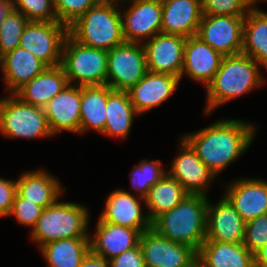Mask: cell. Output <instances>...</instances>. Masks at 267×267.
<instances>
[{
  "label": "cell",
  "mask_w": 267,
  "mask_h": 267,
  "mask_svg": "<svg viewBox=\"0 0 267 267\" xmlns=\"http://www.w3.org/2000/svg\"><path fill=\"white\" fill-rule=\"evenodd\" d=\"M107 54L106 84L113 90L128 91L148 72L142 43L124 41Z\"/></svg>",
  "instance_id": "obj_8"
},
{
  "label": "cell",
  "mask_w": 267,
  "mask_h": 267,
  "mask_svg": "<svg viewBox=\"0 0 267 267\" xmlns=\"http://www.w3.org/2000/svg\"><path fill=\"white\" fill-rule=\"evenodd\" d=\"M107 61V51L83 45L67 35L60 65L69 84L76 86L106 84Z\"/></svg>",
  "instance_id": "obj_6"
},
{
  "label": "cell",
  "mask_w": 267,
  "mask_h": 267,
  "mask_svg": "<svg viewBox=\"0 0 267 267\" xmlns=\"http://www.w3.org/2000/svg\"><path fill=\"white\" fill-rule=\"evenodd\" d=\"M160 160H141L129 174L131 188L138 197L146 198L151 186L156 184L166 173Z\"/></svg>",
  "instance_id": "obj_32"
},
{
  "label": "cell",
  "mask_w": 267,
  "mask_h": 267,
  "mask_svg": "<svg viewBox=\"0 0 267 267\" xmlns=\"http://www.w3.org/2000/svg\"><path fill=\"white\" fill-rule=\"evenodd\" d=\"M188 193L183 186L167 173L153 186L145 200V209L147 216L152 222L161 213L173 209L178 205Z\"/></svg>",
  "instance_id": "obj_31"
},
{
  "label": "cell",
  "mask_w": 267,
  "mask_h": 267,
  "mask_svg": "<svg viewBox=\"0 0 267 267\" xmlns=\"http://www.w3.org/2000/svg\"><path fill=\"white\" fill-rule=\"evenodd\" d=\"M179 154L171 162L167 174L176 179L188 194L208 197L207 189L216 175L200 160L192 147L180 138Z\"/></svg>",
  "instance_id": "obj_13"
},
{
  "label": "cell",
  "mask_w": 267,
  "mask_h": 267,
  "mask_svg": "<svg viewBox=\"0 0 267 267\" xmlns=\"http://www.w3.org/2000/svg\"><path fill=\"white\" fill-rule=\"evenodd\" d=\"M119 4L125 41L143 44L161 33L162 0H124Z\"/></svg>",
  "instance_id": "obj_10"
},
{
  "label": "cell",
  "mask_w": 267,
  "mask_h": 267,
  "mask_svg": "<svg viewBox=\"0 0 267 267\" xmlns=\"http://www.w3.org/2000/svg\"><path fill=\"white\" fill-rule=\"evenodd\" d=\"M245 226L246 222L224 196L215 204L208 201L205 241L243 243Z\"/></svg>",
  "instance_id": "obj_16"
},
{
  "label": "cell",
  "mask_w": 267,
  "mask_h": 267,
  "mask_svg": "<svg viewBox=\"0 0 267 267\" xmlns=\"http://www.w3.org/2000/svg\"><path fill=\"white\" fill-rule=\"evenodd\" d=\"M29 20L13 7L2 20L0 27V51L5 55L20 44V38Z\"/></svg>",
  "instance_id": "obj_33"
},
{
  "label": "cell",
  "mask_w": 267,
  "mask_h": 267,
  "mask_svg": "<svg viewBox=\"0 0 267 267\" xmlns=\"http://www.w3.org/2000/svg\"><path fill=\"white\" fill-rule=\"evenodd\" d=\"M261 67L243 53L224 56L220 68L206 86L207 100L203 113L209 116L215 108L262 87L265 78L260 73Z\"/></svg>",
  "instance_id": "obj_2"
},
{
  "label": "cell",
  "mask_w": 267,
  "mask_h": 267,
  "mask_svg": "<svg viewBox=\"0 0 267 267\" xmlns=\"http://www.w3.org/2000/svg\"><path fill=\"white\" fill-rule=\"evenodd\" d=\"M109 261L110 267H146L139 244Z\"/></svg>",
  "instance_id": "obj_40"
},
{
  "label": "cell",
  "mask_w": 267,
  "mask_h": 267,
  "mask_svg": "<svg viewBox=\"0 0 267 267\" xmlns=\"http://www.w3.org/2000/svg\"><path fill=\"white\" fill-rule=\"evenodd\" d=\"M186 38L158 33L143 43L147 69L153 73H167L181 77Z\"/></svg>",
  "instance_id": "obj_14"
},
{
  "label": "cell",
  "mask_w": 267,
  "mask_h": 267,
  "mask_svg": "<svg viewBox=\"0 0 267 267\" xmlns=\"http://www.w3.org/2000/svg\"><path fill=\"white\" fill-rule=\"evenodd\" d=\"M112 1H116V2H122V1H124V0H112Z\"/></svg>",
  "instance_id": "obj_47"
},
{
  "label": "cell",
  "mask_w": 267,
  "mask_h": 267,
  "mask_svg": "<svg viewBox=\"0 0 267 267\" xmlns=\"http://www.w3.org/2000/svg\"><path fill=\"white\" fill-rule=\"evenodd\" d=\"M254 267H267V244L254 254Z\"/></svg>",
  "instance_id": "obj_42"
},
{
  "label": "cell",
  "mask_w": 267,
  "mask_h": 267,
  "mask_svg": "<svg viewBox=\"0 0 267 267\" xmlns=\"http://www.w3.org/2000/svg\"><path fill=\"white\" fill-rule=\"evenodd\" d=\"M223 57L199 37L186 38L180 80L187 76L195 82L204 83L206 88L220 68Z\"/></svg>",
  "instance_id": "obj_20"
},
{
  "label": "cell",
  "mask_w": 267,
  "mask_h": 267,
  "mask_svg": "<svg viewBox=\"0 0 267 267\" xmlns=\"http://www.w3.org/2000/svg\"><path fill=\"white\" fill-rule=\"evenodd\" d=\"M100 0H54L58 22L71 25Z\"/></svg>",
  "instance_id": "obj_37"
},
{
  "label": "cell",
  "mask_w": 267,
  "mask_h": 267,
  "mask_svg": "<svg viewBox=\"0 0 267 267\" xmlns=\"http://www.w3.org/2000/svg\"><path fill=\"white\" fill-rule=\"evenodd\" d=\"M46 67L41 60L20 46L6 53L4 55L3 78L9 91L8 94H14Z\"/></svg>",
  "instance_id": "obj_25"
},
{
  "label": "cell",
  "mask_w": 267,
  "mask_h": 267,
  "mask_svg": "<svg viewBox=\"0 0 267 267\" xmlns=\"http://www.w3.org/2000/svg\"><path fill=\"white\" fill-rule=\"evenodd\" d=\"M81 86L68 84L43 107L50 130L58 135L67 131L79 134Z\"/></svg>",
  "instance_id": "obj_18"
},
{
  "label": "cell",
  "mask_w": 267,
  "mask_h": 267,
  "mask_svg": "<svg viewBox=\"0 0 267 267\" xmlns=\"http://www.w3.org/2000/svg\"><path fill=\"white\" fill-rule=\"evenodd\" d=\"M251 6H256L258 2L267 1V0H247Z\"/></svg>",
  "instance_id": "obj_46"
},
{
  "label": "cell",
  "mask_w": 267,
  "mask_h": 267,
  "mask_svg": "<svg viewBox=\"0 0 267 267\" xmlns=\"http://www.w3.org/2000/svg\"><path fill=\"white\" fill-rule=\"evenodd\" d=\"M60 199L44 208L31 231V240L37 242L38 248L59 239L90 237L88 207Z\"/></svg>",
  "instance_id": "obj_5"
},
{
  "label": "cell",
  "mask_w": 267,
  "mask_h": 267,
  "mask_svg": "<svg viewBox=\"0 0 267 267\" xmlns=\"http://www.w3.org/2000/svg\"><path fill=\"white\" fill-rule=\"evenodd\" d=\"M43 210L44 207L37 205L35 202L28 201L16 192L14 202L8 216L15 217L19 224L30 227L32 231Z\"/></svg>",
  "instance_id": "obj_36"
},
{
  "label": "cell",
  "mask_w": 267,
  "mask_h": 267,
  "mask_svg": "<svg viewBox=\"0 0 267 267\" xmlns=\"http://www.w3.org/2000/svg\"><path fill=\"white\" fill-rule=\"evenodd\" d=\"M107 84L81 86L79 134L94 129L102 134L106 125Z\"/></svg>",
  "instance_id": "obj_29"
},
{
  "label": "cell",
  "mask_w": 267,
  "mask_h": 267,
  "mask_svg": "<svg viewBox=\"0 0 267 267\" xmlns=\"http://www.w3.org/2000/svg\"><path fill=\"white\" fill-rule=\"evenodd\" d=\"M68 26L60 22L29 21L20 38L19 46L29 51L47 67L61 64L63 45Z\"/></svg>",
  "instance_id": "obj_9"
},
{
  "label": "cell",
  "mask_w": 267,
  "mask_h": 267,
  "mask_svg": "<svg viewBox=\"0 0 267 267\" xmlns=\"http://www.w3.org/2000/svg\"><path fill=\"white\" fill-rule=\"evenodd\" d=\"M12 7L29 21L58 22L54 0H12Z\"/></svg>",
  "instance_id": "obj_34"
},
{
  "label": "cell",
  "mask_w": 267,
  "mask_h": 267,
  "mask_svg": "<svg viewBox=\"0 0 267 267\" xmlns=\"http://www.w3.org/2000/svg\"><path fill=\"white\" fill-rule=\"evenodd\" d=\"M16 195V179L0 177V218L8 217Z\"/></svg>",
  "instance_id": "obj_39"
},
{
  "label": "cell",
  "mask_w": 267,
  "mask_h": 267,
  "mask_svg": "<svg viewBox=\"0 0 267 267\" xmlns=\"http://www.w3.org/2000/svg\"><path fill=\"white\" fill-rule=\"evenodd\" d=\"M141 203H145L143 198H136L122 188L115 189L106 198L105 208L99 219L132 229H150L151 221L147 213H143Z\"/></svg>",
  "instance_id": "obj_17"
},
{
  "label": "cell",
  "mask_w": 267,
  "mask_h": 267,
  "mask_svg": "<svg viewBox=\"0 0 267 267\" xmlns=\"http://www.w3.org/2000/svg\"><path fill=\"white\" fill-rule=\"evenodd\" d=\"M96 230L90 236V250L107 260L135 248L140 235L148 229H132L103 222L98 218Z\"/></svg>",
  "instance_id": "obj_21"
},
{
  "label": "cell",
  "mask_w": 267,
  "mask_h": 267,
  "mask_svg": "<svg viewBox=\"0 0 267 267\" xmlns=\"http://www.w3.org/2000/svg\"><path fill=\"white\" fill-rule=\"evenodd\" d=\"M0 98V134L6 138L52 137L44 109L21 101L14 94Z\"/></svg>",
  "instance_id": "obj_7"
},
{
  "label": "cell",
  "mask_w": 267,
  "mask_h": 267,
  "mask_svg": "<svg viewBox=\"0 0 267 267\" xmlns=\"http://www.w3.org/2000/svg\"><path fill=\"white\" fill-rule=\"evenodd\" d=\"M80 267H110V261L94 254L90 250L83 258Z\"/></svg>",
  "instance_id": "obj_41"
},
{
  "label": "cell",
  "mask_w": 267,
  "mask_h": 267,
  "mask_svg": "<svg viewBox=\"0 0 267 267\" xmlns=\"http://www.w3.org/2000/svg\"><path fill=\"white\" fill-rule=\"evenodd\" d=\"M146 267H191L197 252L184 244L175 243L150 228L139 239Z\"/></svg>",
  "instance_id": "obj_12"
},
{
  "label": "cell",
  "mask_w": 267,
  "mask_h": 267,
  "mask_svg": "<svg viewBox=\"0 0 267 267\" xmlns=\"http://www.w3.org/2000/svg\"><path fill=\"white\" fill-rule=\"evenodd\" d=\"M191 267H206L203 263H201L198 259L192 264Z\"/></svg>",
  "instance_id": "obj_45"
},
{
  "label": "cell",
  "mask_w": 267,
  "mask_h": 267,
  "mask_svg": "<svg viewBox=\"0 0 267 267\" xmlns=\"http://www.w3.org/2000/svg\"><path fill=\"white\" fill-rule=\"evenodd\" d=\"M68 34L83 45L105 51L123 43L119 2L100 0L68 26Z\"/></svg>",
  "instance_id": "obj_4"
},
{
  "label": "cell",
  "mask_w": 267,
  "mask_h": 267,
  "mask_svg": "<svg viewBox=\"0 0 267 267\" xmlns=\"http://www.w3.org/2000/svg\"><path fill=\"white\" fill-rule=\"evenodd\" d=\"M243 244L253 255L267 244V214L246 223Z\"/></svg>",
  "instance_id": "obj_38"
},
{
  "label": "cell",
  "mask_w": 267,
  "mask_h": 267,
  "mask_svg": "<svg viewBox=\"0 0 267 267\" xmlns=\"http://www.w3.org/2000/svg\"><path fill=\"white\" fill-rule=\"evenodd\" d=\"M68 84L61 65L46 67L39 75L19 88L14 95L27 104L43 108Z\"/></svg>",
  "instance_id": "obj_24"
},
{
  "label": "cell",
  "mask_w": 267,
  "mask_h": 267,
  "mask_svg": "<svg viewBox=\"0 0 267 267\" xmlns=\"http://www.w3.org/2000/svg\"><path fill=\"white\" fill-rule=\"evenodd\" d=\"M208 197L187 194L173 209L161 213L151 228L161 236L193 248L197 253L206 240Z\"/></svg>",
  "instance_id": "obj_3"
},
{
  "label": "cell",
  "mask_w": 267,
  "mask_h": 267,
  "mask_svg": "<svg viewBox=\"0 0 267 267\" xmlns=\"http://www.w3.org/2000/svg\"><path fill=\"white\" fill-rule=\"evenodd\" d=\"M60 180L46 169L25 171L16 180V192L28 201L35 202L44 208L54 204L61 198L65 187Z\"/></svg>",
  "instance_id": "obj_23"
},
{
  "label": "cell",
  "mask_w": 267,
  "mask_h": 267,
  "mask_svg": "<svg viewBox=\"0 0 267 267\" xmlns=\"http://www.w3.org/2000/svg\"><path fill=\"white\" fill-rule=\"evenodd\" d=\"M161 33L196 36L202 18L201 0H162Z\"/></svg>",
  "instance_id": "obj_22"
},
{
  "label": "cell",
  "mask_w": 267,
  "mask_h": 267,
  "mask_svg": "<svg viewBox=\"0 0 267 267\" xmlns=\"http://www.w3.org/2000/svg\"><path fill=\"white\" fill-rule=\"evenodd\" d=\"M267 71V12L252 6L244 19L242 52Z\"/></svg>",
  "instance_id": "obj_28"
},
{
  "label": "cell",
  "mask_w": 267,
  "mask_h": 267,
  "mask_svg": "<svg viewBox=\"0 0 267 267\" xmlns=\"http://www.w3.org/2000/svg\"><path fill=\"white\" fill-rule=\"evenodd\" d=\"M244 19L240 16L202 15L196 36L223 56L240 54Z\"/></svg>",
  "instance_id": "obj_11"
},
{
  "label": "cell",
  "mask_w": 267,
  "mask_h": 267,
  "mask_svg": "<svg viewBox=\"0 0 267 267\" xmlns=\"http://www.w3.org/2000/svg\"><path fill=\"white\" fill-rule=\"evenodd\" d=\"M0 70L3 73L4 70V54L0 51Z\"/></svg>",
  "instance_id": "obj_44"
},
{
  "label": "cell",
  "mask_w": 267,
  "mask_h": 267,
  "mask_svg": "<svg viewBox=\"0 0 267 267\" xmlns=\"http://www.w3.org/2000/svg\"><path fill=\"white\" fill-rule=\"evenodd\" d=\"M11 8L12 0H0V27L2 20Z\"/></svg>",
  "instance_id": "obj_43"
},
{
  "label": "cell",
  "mask_w": 267,
  "mask_h": 267,
  "mask_svg": "<svg viewBox=\"0 0 267 267\" xmlns=\"http://www.w3.org/2000/svg\"><path fill=\"white\" fill-rule=\"evenodd\" d=\"M247 223L267 214V181L259 178H240L230 182L223 195Z\"/></svg>",
  "instance_id": "obj_15"
},
{
  "label": "cell",
  "mask_w": 267,
  "mask_h": 267,
  "mask_svg": "<svg viewBox=\"0 0 267 267\" xmlns=\"http://www.w3.org/2000/svg\"><path fill=\"white\" fill-rule=\"evenodd\" d=\"M256 130L251 122L222 118L181 137L217 177L248 150L254 141Z\"/></svg>",
  "instance_id": "obj_1"
},
{
  "label": "cell",
  "mask_w": 267,
  "mask_h": 267,
  "mask_svg": "<svg viewBox=\"0 0 267 267\" xmlns=\"http://www.w3.org/2000/svg\"><path fill=\"white\" fill-rule=\"evenodd\" d=\"M106 125L104 136L128 137L134 117L139 116L127 91L113 90L107 85Z\"/></svg>",
  "instance_id": "obj_27"
},
{
  "label": "cell",
  "mask_w": 267,
  "mask_h": 267,
  "mask_svg": "<svg viewBox=\"0 0 267 267\" xmlns=\"http://www.w3.org/2000/svg\"><path fill=\"white\" fill-rule=\"evenodd\" d=\"M203 15L245 17L252 7L247 0H201Z\"/></svg>",
  "instance_id": "obj_35"
},
{
  "label": "cell",
  "mask_w": 267,
  "mask_h": 267,
  "mask_svg": "<svg viewBox=\"0 0 267 267\" xmlns=\"http://www.w3.org/2000/svg\"><path fill=\"white\" fill-rule=\"evenodd\" d=\"M48 267H80L90 251V237L59 239L39 248Z\"/></svg>",
  "instance_id": "obj_30"
},
{
  "label": "cell",
  "mask_w": 267,
  "mask_h": 267,
  "mask_svg": "<svg viewBox=\"0 0 267 267\" xmlns=\"http://www.w3.org/2000/svg\"><path fill=\"white\" fill-rule=\"evenodd\" d=\"M180 78L167 73L147 72L127 92L135 111L141 115L160 106L177 90Z\"/></svg>",
  "instance_id": "obj_19"
},
{
  "label": "cell",
  "mask_w": 267,
  "mask_h": 267,
  "mask_svg": "<svg viewBox=\"0 0 267 267\" xmlns=\"http://www.w3.org/2000/svg\"><path fill=\"white\" fill-rule=\"evenodd\" d=\"M197 259L206 267H254V255L243 243L204 241Z\"/></svg>",
  "instance_id": "obj_26"
}]
</instances>
